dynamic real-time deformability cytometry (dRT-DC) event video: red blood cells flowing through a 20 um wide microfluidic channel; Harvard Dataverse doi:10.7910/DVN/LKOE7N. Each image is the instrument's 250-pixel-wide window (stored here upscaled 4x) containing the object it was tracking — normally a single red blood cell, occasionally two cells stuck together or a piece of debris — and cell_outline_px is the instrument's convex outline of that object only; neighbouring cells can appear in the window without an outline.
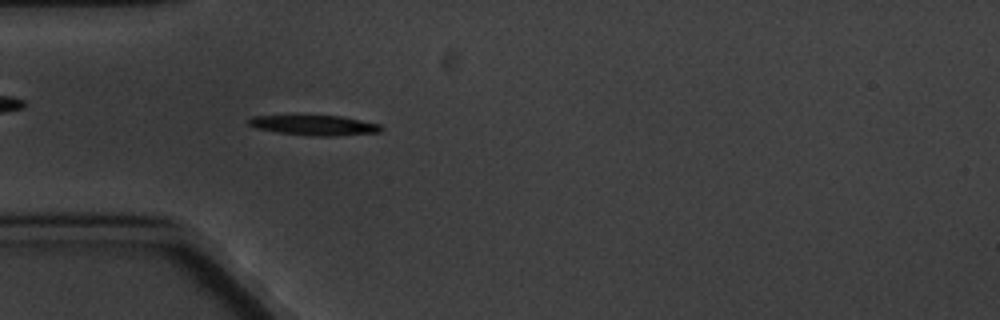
{"species": "common noctule bat (a hibernating species)", "species_latin": "Nyctalus noctula", "temperature_condition": "cold", "stored_images_in_passage": 4, "camera_frame_rate_fps": 3000, "um_per_image_px": 0.085, "animal": {"sex": "male", "body_mass_g": 20.1, "forearm_length_mm": 53.5}, "frame": {"image": 1, "passage_image": 4, "time_ms": 3.667, "image_size_px": [1000, 320], "cell_outline_px": [[384, 128], [380, 132], [336, 136], [312, 136], [276, 132], [256, 128], [248, 124], [248, 120], [252, 116], [344, 116], [380, 124]], "centroid_in_image_um": [26.77, 10.65], "position_along_channel_um": 58.2, "area_um2": 15.49}}